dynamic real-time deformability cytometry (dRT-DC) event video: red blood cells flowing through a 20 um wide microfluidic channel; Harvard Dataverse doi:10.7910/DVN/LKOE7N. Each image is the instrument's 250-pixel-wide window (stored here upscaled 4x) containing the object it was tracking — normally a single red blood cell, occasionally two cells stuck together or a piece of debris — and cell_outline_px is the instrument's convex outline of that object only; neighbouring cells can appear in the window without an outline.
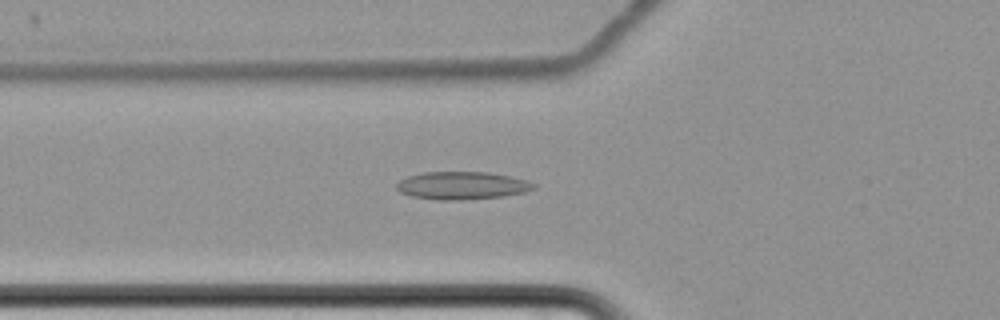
{"species": "common noctule bat (a hibernating species)", "species_latin": "Nyctalus noctula", "temperature_condition": "cold", "stored_images_in_passage": 5, "camera_frame_rate_fps": 3000, "um_per_image_px": 0.085, "animal": {"sex": "female", "body_mass_g": 22.7, "forearm_length_mm": 54.2}, "frame": {"image": 1, "passage_image": 5, "time_ms": 4.667, "image_size_px": [1000, 320], "cell_outline_px": [[536, 188], [524, 192], [504, 196], [464, 200], [436, 200], [412, 196], [400, 192], [396, 188], [396, 184], [400, 180], [408, 176], [424, 172], [488, 172], [508, 176], [524, 180], [536, 184]], "centroid_in_image_um": [39.25, 15.78], "position_along_channel_um": 86.5, "area_um2": 22.14}}